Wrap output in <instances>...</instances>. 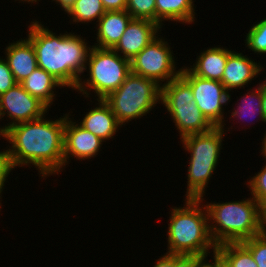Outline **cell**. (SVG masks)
Returning <instances> with one entry per match:
<instances>
[{
  "label": "cell",
  "mask_w": 266,
  "mask_h": 267,
  "mask_svg": "<svg viewBox=\"0 0 266 267\" xmlns=\"http://www.w3.org/2000/svg\"><path fill=\"white\" fill-rule=\"evenodd\" d=\"M66 113L55 121L39 119L22 122L8 129L7 149L13 169L34 165L43 177L59 174L64 167V127ZM42 174V175H41ZM50 174V175H49Z\"/></svg>",
  "instance_id": "cell-1"
},
{
  "label": "cell",
  "mask_w": 266,
  "mask_h": 267,
  "mask_svg": "<svg viewBox=\"0 0 266 267\" xmlns=\"http://www.w3.org/2000/svg\"><path fill=\"white\" fill-rule=\"evenodd\" d=\"M27 39L32 43L38 67L56 78L63 86L76 89L86 70L92 48L86 39L72 33H53L35 20L28 26Z\"/></svg>",
  "instance_id": "cell-2"
},
{
  "label": "cell",
  "mask_w": 266,
  "mask_h": 267,
  "mask_svg": "<svg viewBox=\"0 0 266 267\" xmlns=\"http://www.w3.org/2000/svg\"><path fill=\"white\" fill-rule=\"evenodd\" d=\"M185 201L183 207L171 208L166 253L204 256L211 249L215 252L217 246L211 239L203 199L185 198Z\"/></svg>",
  "instance_id": "cell-3"
},
{
  "label": "cell",
  "mask_w": 266,
  "mask_h": 267,
  "mask_svg": "<svg viewBox=\"0 0 266 267\" xmlns=\"http://www.w3.org/2000/svg\"><path fill=\"white\" fill-rule=\"evenodd\" d=\"M209 232L212 241L240 243L264 231L259 218L258 202L250 197L240 201L207 203Z\"/></svg>",
  "instance_id": "cell-4"
},
{
  "label": "cell",
  "mask_w": 266,
  "mask_h": 267,
  "mask_svg": "<svg viewBox=\"0 0 266 267\" xmlns=\"http://www.w3.org/2000/svg\"><path fill=\"white\" fill-rule=\"evenodd\" d=\"M224 134V127H213L209 131L181 139L182 147L191 156L187 170L186 198L204 200L206 186L217 168Z\"/></svg>",
  "instance_id": "cell-5"
},
{
  "label": "cell",
  "mask_w": 266,
  "mask_h": 267,
  "mask_svg": "<svg viewBox=\"0 0 266 267\" xmlns=\"http://www.w3.org/2000/svg\"><path fill=\"white\" fill-rule=\"evenodd\" d=\"M104 100L123 126L131 120L142 118L160 104L161 86L152 79L131 72L119 88Z\"/></svg>",
  "instance_id": "cell-6"
},
{
  "label": "cell",
  "mask_w": 266,
  "mask_h": 267,
  "mask_svg": "<svg viewBox=\"0 0 266 267\" xmlns=\"http://www.w3.org/2000/svg\"><path fill=\"white\" fill-rule=\"evenodd\" d=\"M89 69V77L80 79L76 91L81 92L86 98L89 90L96 93L97 99H105L111 92L117 90L131 73V62L122 57L113 49H102L92 46L86 69ZM83 80V82H82Z\"/></svg>",
  "instance_id": "cell-7"
},
{
  "label": "cell",
  "mask_w": 266,
  "mask_h": 267,
  "mask_svg": "<svg viewBox=\"0 0 266 267\" xmlns=\"http://www.w3.org/2000/svg\"><path fill=\"white\" fill-rule=\"evenodd\" d=\"M161 104L171 115L181 139L214 127L197 107L191 86L181 76L161 87Z\"/></svg>",
  "instance_id": "cell-8"
},
{
  "label": "cell",
  "mask_w": 266,
  "mask_h": 267,
  "mask_svg": "<svg viewBox=\"0 0 266 267\" xmlns=\"http://www.w3.org/2000/svg\"><path fill=\"white\" fill-rule=\"evenodd\" d=\"M158 36L132 58L130 62L132 73L152 79L162 87L180 76L182 68L175 71V57L169 43L161 36Z\"/></svg>",
  "instance_id": "cell-9"
},
{
  "label": "cell",
  "mask_w": 266,
  "mask_h": 267,
  "mask_svg": "<svg viewBox=\"0 0 266 267\" xmlns=\"http://www.w3.org/2000/svg\"><path fill=\"white\" fill-rule=\"evenodd\" d=\"M180 76L191 86L199 110L214 127H225L224 106L231 95L220 81L200 78L188 67H182Z\"/></svg>",
  "instance_id": "cell-10"
},
{
  "label": "cell",
  "mask_w": 266,
  "mask_h": 267,
  "mask_svg": "<svg viewBox=\"0 0 266 267\" xmlns=\"http://www.w3.org/2000/svg\"><path fill=\"white\" fill-rule=\"evenodd\" d=\"M0 108L3 117L6 115L12 121L7 127L39 119L47 115L49 109L38 98L28 93L20 83H16L0 96Z\"/></svg>",
  "instance_id": "cell-11"
},
{
  "label": "cell",
  "mask_w": 266,
  "mask_h": 267,
  "mask_svg": "<svg viewBox=\"0 0 266 267\" xmlns=\"http://www.w3.org/2000/svg\"><path fill=\"white\" fill-rule=\"evenodd\" d=\"M70 116L68 113L64 127V166L69 163L70 157H74L76 160H89L91 157H96L104 142L70 120Z\"/></svg>",
  "instance_id": "cell-12"
},
{
  "label": "cell",
  "mask_w": 266,
  "mask_h": 267,
  "mask_svg": "<svg viewBox=\"0 0 266 267\" xmlns=\"http://www.w3.org/2000/svg\"><path fill=\"white\" fill-rule=\"evenodd\" d=\"M161 31V27L150 20L132 19L113 50L128 60L134 58Z\"/></svg>",
  "instance_id": "cell-13"
},
{
  "label": "cell",
  "mask_w": 266,
  "mask_h": 267,
  "mask_svg": "<svg viewBox=\"0 0 266 267\" xmlns=\"http://www.w3.org/2000/svg\"><path fill=\"white\" fill-rule=\"evenodd\" d=\"M262 69L263 66L260 63L233 50L227 57L221 82L225 89L230 92L252 82L254 77L257 78L258 74L260 75Z\"/></svg>",
  "instance_id": "cell-14"
},
{
  "label": "cell",
  "mask_w": 266,
  "mask_h": 267,
  "mask_svg": "<svg viewBox=\"0 0 266 267\" xmlns=\"http://www.w3.org/2000/svg\"><path fill=\"white\" fill-rule=\"evenodd\" d=\"M5 49V59L17 83L38 67L35 49L27 38L9 43Z\"/></svg>",
  "instance_id": "cell-15"
},
{
  "label": "cell",
  "mask_w": 266,
  "mask_h": 267,
  "mask_svg": "<svg viewBox=\"0 0 266 267\" xmlns=\"http://www.w3.org/2000/svg\"><path fill=\"white\" fill-rule=\"evenodd\" d=\"M98 106L85 115L79 125L90 131L104 142L114 138V134L122 125L117 121L110 105L104 99H97ZM106 140V141H105Z\"/></svg>",
  "instance_id": "cell-16"
},
{
  "label": "cell",
  "mask_w": 266,
  "mask_h": 267,
  "mask_svg": "<svg viewBox=\"0 0 266 267\" xmlns=\"http://www.w3.org/2000/svg\"><path fill=\"white\" fill-rule=\"evenodd\" d=\"M132 19L126 10L106 11L96 24L97 43L93 46L113 49Z\"/></svg>",
  "instance_id": "cell-17"
},
{
  "label": "cell",
  "mask_w": 266,
  "mask_h": 267,
  "mask_svg": "<svg viewBox=\"0 0 266 267\" xmlns=\"http://www.w3.org/2000/svg\"><path fill=\"white\" fill-rule=\"evenodd\" d=\"M225 48L211 47L205 51L203 50L196 58L193 66L188 67V69L200 78L221 82L227 57L232 52Z\"/></svg>",
  "instance_id": "cell-18"
},
{
  "label": "cell",
  "mask_w": 266,
  "mask_h": 267,
  "mask_svg": "<svg viewBox=\"0 0 266 267\" xmlns=\"http://www.w3.org/2000/svg\"><path fill=\"white\" fill-rule=\"evenodd\" d=\"M22 87L33 97L38 98L48 108L55 99L54 89L64 86L51 74L37 67L28 77L20 82ZM51 104V105H50Z\"/></svg>",
  "instance_id": "cell-19"
},
{
  "label": "cell",
  "mask_w": 266,
  "mask_h": 267,
  "mask_svg": "<svg viewBox=\"0 0 266 267\" xmlns=\"http://www.w3.org/2000/svg\"><path fill=\"white\" fill-rule=\"evenodd\" d=\"M194 0H156V23L162 28V21H176L191 24L195 21Z\"/></svg>",
  "instance_id": "cell-20"
},
{
  "label": "cell",
  "mask_w": 266,
  "mask_h": 267,
  "mask_svg": "<svg viewBox=\"0 0 266 267\" xmlns=\"http://www.w3.org/2000/svg\"><path fill=\"white\" fill-rule=\"evenodd\" d=\"M241 98V103L239 102L237 108L231 112L230 118H237L244 120V117H256L258 116L259 121H263L266 124V117L262 108V87L259 85L251 91H247V94ZM248 114V115H247ZM256 114V116H255ZM247 118V117H246ZM246 120V119H245Z\"/></svg>",
  "instance_id": "cell-21"
},
{
  "label": "cell",
  "mask_w": 266,
  "mask_h": 267,
  "mask_svg": "<svg viewBox=\"0 0 266 267\" xmlns=\"http://www.w3.org/2000/svg\"><path fill=\"white\" fill-rule=\"evenodd\" d=\"M101 0H76L72 7L66 12L71 16L73 23H91L99 19L105 14Z\"/></svg>",
  "instance_id": "cell-22"
},
{
  "label": "cell",
  "mask_w": 266,
  "mask_h": 267,
  "mask_svg": "<svg viewBox=\"0 0 266 267\" xmlns=\"http://www.w3.org/2000/svg\"><path fill=\"white\" fill-rule=\"evenodd\" d=\"M231 267H258L251 252L240 243H224L216 249Z\"/></svg>",
  "instance_id": "cell-23"
},
{
  "label": "cell",
  "mask_w": 266,
  "mask_h": 267,
  "mask_svg": "<svg viewBox=\"0 0 266 267\" xmlns=\"http://www.w3.org/2000/svg\"><path fill=\"white\" fill-rule=\"evenodd\" d=\"M246 47L256 54H266V18L251 26L246 35Z\"/></svg>",
  "instance_id": "cell-24"
},
{
  "label": "cell",
  "mask_w": 266,
  "mask_h": 267,
  "mask_svg": "<svg viewBox=\"0 0 266 267\" xmlns=\"http://www.w3.org/2000/svg\"><path fill=\"white\" fill-rule=\"evenodd\" d=\"M126 11L133 19H146L156 23V0H127Z\"/></svg>",
  "instance_id": "cell-25"
},
{
  "label": "cell",
  "mask_w": 266,
  "mask_h": 267,
  "mask_svg": "<svg viewBox=\"0 0 266 267\" xmlns=\"http://www.w3.org/2000/svg\"><path fill=\"white\" fill-rule=\"evenodd\" d=\"M252 254L258 267H266V232L241 242Z\"/></svg>",
  "instance_id": "cell-26"
},
{
  "label": "cell",
  "mask_w": 266,
  "mask_h": 267,
  "mask_svg": "<svg viewBox=\"0 0 266 267\" xmlns=\"http://www.w3.org/2000/svg\"><path fill=\"white\" fill-rule=\"evenodd\" d=\"M263 167L260 172L255 173V176L247 181L249 190H251V194L257 202L266 196V164Z\"/></svg>",
  "instance_id": "cell-27"
},
{
  "label": "cell",
  "mask_w": 266,
  "mask_h": 267,
  "mask_svg": "<svg viewBox=\"0 0 266 267\" xmlns=\"http://www.w3.org/2000/svg\"><path fill=\"white\" fill-rule=\"evenodd\" d=\"M17 82L14 79L7 60L0 57V96L8 89L12 88Z\"/></svg>",
  "instance_id": "cell-28"
},
{
  "label": "cell",
  "mask_w": 266,
  "mask_h": 267,
  "mask_svg": "<svg viewBox=\"0 0 266 267\" xmlns=\"http://www.w3.org/2000/svg\"><path fill=\"white\" fill-rule=\"evenodd\" d=\"M13 170L10 157L8 156V151H0V199L2 196V191L5 186V181L7 177L10 175V172ZM1 208V202H0ZM1 210V209H0Z\"/></svg>",
  "instance_id": "cell-29"
},
{
  "label": "cell",
  "mask_w": 266,
  "mask_h": 267,
  "mask_svg": "<svg viewBox=\"0 0 266 267\" xmlns=\"http://www.w3.org/2000/svg\"><path fill=\"white\" fill-rule=\"evenodd\" d=\"M198 255L169 254V267H196Z\"/></svg>",
  "instance_id": "cell-30"
},
{
  "label": "cell",
  "mask_w": 266,
  "mask_h": 267,
  "mask_svg": "<svg viewBox=\"0 0 266 267\" xmlns=\"http://www.w3.org/2000/svg\"><path fill=\"white\" fill-rule=\"evenodd\" d=\"M106 11L126 10L127 0H101Z\"/></svg>",
  "instance_id": "cell-31"
},
{
  "label": "cell",
  "mask_w": 266,
  "mask_h": 267,
  "mask_svg": "<svg viewBox=\"0 0 266 267\" xmlns=\"http://www.w3.org/2000/svg\"><path fill=\"white\" fill-rule=\"evenodd\" d=\"M213 259L212 262H207V256L208 255H204V256H198V262L196 263V267H217V250L215 252H213Z\"/></svg>",
  "instance_id": "cell-32"
},
{
  "label": "cell",
  "mask_w": 266,
  "mask_h": 267,
  "mask_svg": "<svg viewBox=\"0 0 266 267\" xmlns=\"http://www.w3.org/2000/svg\"><path fill=\"white\" fill-rule=\"evenodd\" d=\"M259 218L263 227L266 226V196L258 202Z\"/></svg>",
  "instance_id": "cell-33"
},
{
  "label": "cell",
  "mask_w": 266,
  "mask_h": 267,
  "mask_svg": "<svg viewBox=\"0 0 266 267\" xmlns=\"http://www.w3.org/2000/svg\"><path fill=\"white\" fill-rule=\"evenodd\" d=\"M52 1H55L57 5H60V7H62V10L67 12L75 3L76 0H52Z\"/></svg>",
  "instance_id": "cell-34"
},
{
  "label": "cell",
  "mask_w": 266,
  "mask_h": 267,
  "mask_svg": "<svg viewBox=\"0 0 266 267\" xmlns=\"http://www.w3.org/2000/svg\"><path fill=\"white\" fill-rule=\"evenodd\" d=\"M153 267H169V254L166 253L160 257Z\"/></svg>",
  "instance_id": "cell-35"
},
{
  "label": "cell",
  "mask_w": 266,
  "mask_h": 267,
  "mask_svg": "<svg viewBox=\"0 0 266 267\" xmlns=\"http://www.w3.org/2000/svg\"><path fill=\"white\" fill-rule=\"evenodd\" d=\"M217 267H231L218 251H217Z\"/></svg>",
  "instance_id": "cell-36"
},
{
  "label": "cell",
  "mask_w": 266,
  "mask_h": 267,
  "mask_svg": "<svg viewBox=\"0 0 266 267\" xmlns=\"http://www.w3.org/2000/svg\"><path fill=\"white\" fill-rule=\"evenodd\" d=\"M3 118V114H2V110H1V108H0V119H2ZM8 127H7V125H5L4 127H0V137L2 136L3 137V139L5 138H7V135H8Z\"/></svg>",
  "instance_id": "cell-37"
},
{
  "label": "cell",
  "mask_w": 266,
  "mask_h": 267,
  "mask_svg": "<svg viewBox=\"0 0 266 267\" xmlns=\"http://www.w3.org/2000/svg\"><path fill=\"white\" fill-rule=\"evenodd\" d=\"M262 108L266 117V90L262 88Z\"/></svg>",
  "instance_id": "cell-38"
},
{
  "label": "cell",
  "mask_w": 266,
  "mask_h": 267,
  "mask_svg": "<svg viewBox=\"0 0 266 267\" xmlns=\"http://www.w3.org/2000/svg\"><path fill=\"white\" fill-rule=\"evenodd\" d=\"M262 148L260 149L261 150V154L263 153V157L266 158V132H265V135H264V138L262 139Z\"/></svg>",
  "instance_id": "cell-39"
},
{
  "label": "cell",
  "mask_w": 266,
  "mask_h": 267,
  "mask_svg": "<svg viewBox=\"0 0 266 267\" xmlns=\"http://www.w3.org/2000/svg\"><path fill=\"white\" fill-rule=\"evenodd\" d=\"M17 1V0H16ZM19 1V0H18ZM21 2L23 1V2H26L27 1V3H35L36 4V2H38V1H40V0H20Z\"/></svg>",
  "instance_id": "cell-40"
},
{
  "label": "cell",
  "mask_w": 266,
  "mask_h": 267,
  "mask_svg": "<svg viewBox=\"0 0 266 267\" xmlns=\"http://www.w3.org/2000/svg\"><path fill=\"white\" fill-rule=\"evenodd\" d=\"M259 85L266 90V79L265 81H262L261 84L259 83Z\"/></svg>",
  "instance_id": "cell-41"
}]
</instances>
